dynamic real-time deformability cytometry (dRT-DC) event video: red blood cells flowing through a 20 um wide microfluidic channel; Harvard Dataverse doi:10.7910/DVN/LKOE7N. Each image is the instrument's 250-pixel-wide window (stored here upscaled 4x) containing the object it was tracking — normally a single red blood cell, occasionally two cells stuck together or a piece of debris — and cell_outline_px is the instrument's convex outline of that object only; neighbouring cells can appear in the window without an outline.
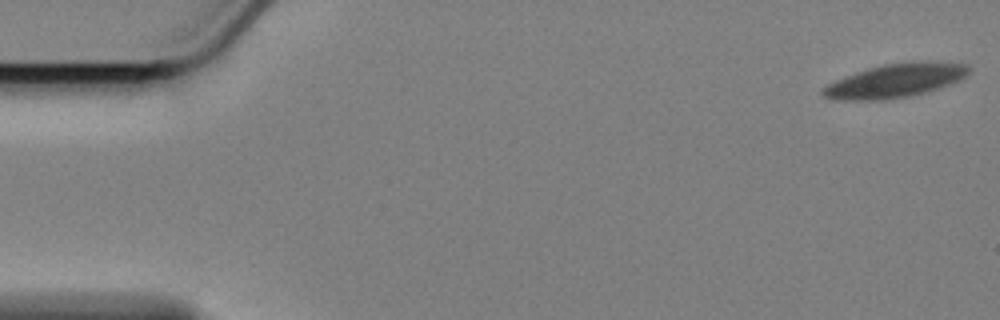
{"species": "Egyptian fruit bat (a non-hibernating species)", "species_latin": "Rousettus aegyptiacus", "temperature_condition": "cold", "stored_images_in_passage": 60, "camera_frame_rate_fps": 3000, "um_per_image_px": 0.085, "animal": {"sex": "female"}, "frame": {"image": 1, "passage_image": 1, "time_ms": 0.0, "image_size_px": [1000, 320], "cell_outline_px": [[968, 72], [960, 80], [928, 92], [912, 96], [884, 100], [832, 100], [824, 96], [820, 92], [820, 88], [844, 76], [868, 68], [884, 64], [912, 60], [928, 60], [968, 64]], "centroid_in_image_um": [76.08, 6.85], "position_along_channel_um": 8.9, "area_um2": 29.19}}
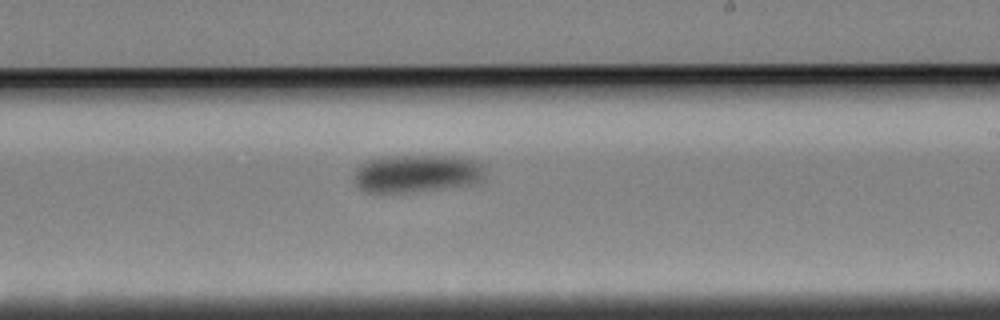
{"frame": {"image": 2, "passage_image": 35, "time_ms": 11.333, "image_size_px": [1000, 320], "cell_outline_px": [[484, 180], [476, 184], [412, 192], [368, 192], [360, 188], [356, 184], [352, 176], [356, 168], [368, 160], [384, 156], [456, 156], [480, 160], [484, 164]], "centroid_in_image_um": [35.49, 14.74], "position_along_channel_um": 253.5, "area_um2": 29.36}}
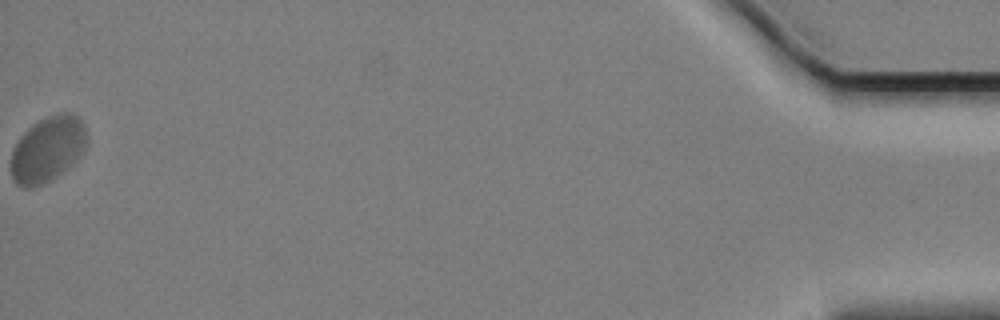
{"frame": {"image": 3, "passage_image": 60, "time_ms": 19.667, "image_size_px": [1000, 320], "cell_outline_px": [[88, 140], [76, 160], [72, 164], [56, 176], [40, 184], [28, 188], [24, 188], [16, 184], [12, 180], [12, 148], [20, 136], [32, 124], [48, 116], [60, 112], [72, 112], [84, 124], [88, 136]], "centroid_in_image_um": [4.04, 12.65], "position_along_channel_um": 431.2, "area_um2": 28.78}, "authors_computed_cell_mechanics": {"area_um2": 28.7844, "velocity_mm_per_s": 3.3088, "shape_relaxation_time_tau1_ms": 4.5477, "shape_relaxation_time_tau2_ms": null, "deformation_change_tau1": 0.1001, "deformation_change_tau2": null}}